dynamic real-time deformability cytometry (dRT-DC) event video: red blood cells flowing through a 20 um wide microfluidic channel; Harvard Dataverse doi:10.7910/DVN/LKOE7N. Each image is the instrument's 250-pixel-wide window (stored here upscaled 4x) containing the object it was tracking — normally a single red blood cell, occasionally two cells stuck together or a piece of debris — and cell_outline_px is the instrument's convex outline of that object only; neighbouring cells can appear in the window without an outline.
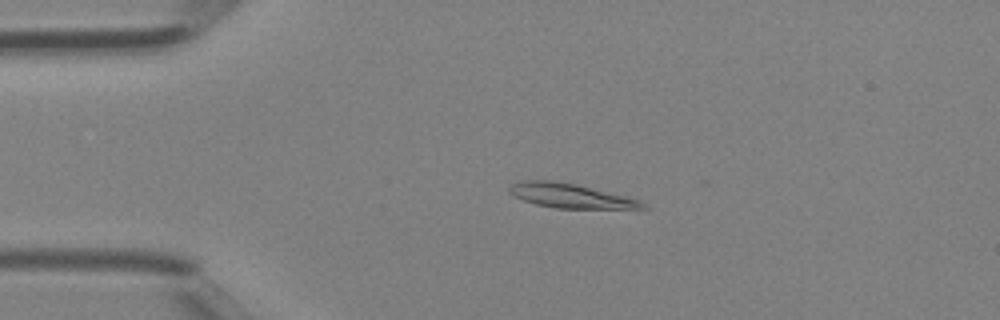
{"species": "Egyptian fruit bat (a non-hibernating species)", "species_latin": "Rousettus aegyptiacus", "temperature_condition": "room temperature", "stored_images_in_passage": 43, "camera_frame_rate_fps": 3000, "um_per_image_px": 0.085, "animal": {"sex": "female"}, "frame": {"image": 1, "passage_image": 10, "time_ms": 3.0, "image_size_px": [1000, 320], "cell_outline_px": [[648, 208], [556, 208], [536, 204], [512, 196], [508, 192], [508, 188], [512, 184], [520, 180], [552, 180], [576, 184], [628, 196], [640, 200]], "centroid_in_image_um": [48.45, 16.62], "position_along_channel_um": 36.6, "area_um2": 18.9}}
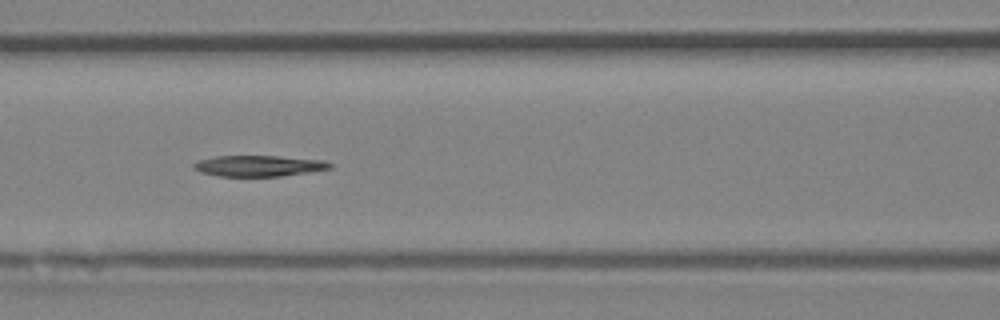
{"frame": {"image": 2, "passage_image": 19, "time_ms": 6.0, "image_size_px": [1000, 320], "cell_outline_px": [[332, 168], [308, 172], [280, 176], [216, 176], [200, 172], [192, 168], [192, 164], [200, 160], [216, 156], [280, 156], [324, 160], [332, 164]], "centroid_in_image_um": [21.98, 14.1], "position_along_channel_um": 144.6, "area_um2": 16.65}}
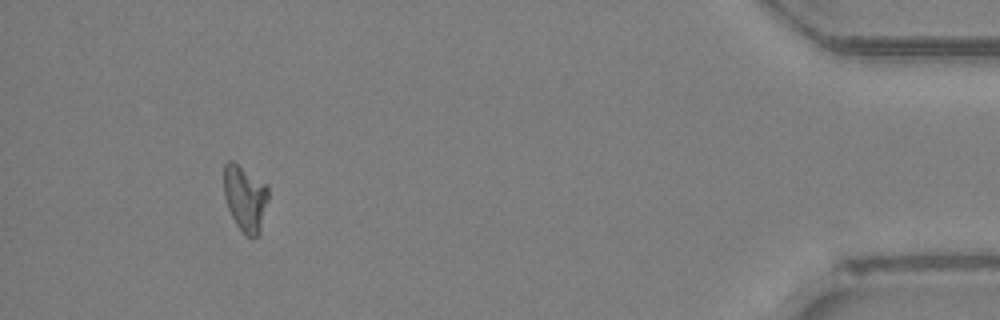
{"frame": {"image": 3, "passage_image": 40, "time_ms": 13.0, "image_size_px": [1000, 320], "cell_outline_px": [[268, 200], [260, 232], [256, 236], [244, 236], [240, 232], [228, 208], [224, 196], [224, 164], [228, 160], [232, 160], [268, 184]], "centroid_in_image_um": [20.84, 16.84], "position_along_channel_um": 414.4, "area_um2": 17.34}}